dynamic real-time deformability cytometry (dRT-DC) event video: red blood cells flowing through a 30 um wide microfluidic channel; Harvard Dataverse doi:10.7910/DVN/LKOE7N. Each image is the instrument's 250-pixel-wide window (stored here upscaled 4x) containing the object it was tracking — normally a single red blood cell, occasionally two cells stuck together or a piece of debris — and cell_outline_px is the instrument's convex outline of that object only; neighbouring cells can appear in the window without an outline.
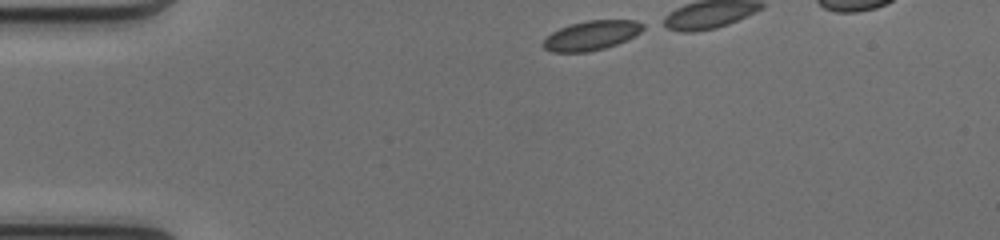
{"species": "common noctule bat (a hibernating species)", "species_latin": "Nyctalus noctula", "temperature_condition": "cold", "stored_images_in_passage": 12, "camera_frame_rate_fps": 3000, "um_per_image_px": 0.085, "animal": {"sex": "female", "body_mass_g": 17.0, "forearm_length_mm": 48.0}, "frame": {"image": 1, "passage_image": 1, "time_ms": 0.0, "image_size_px": [1000, 240], "cell_outline_px": [[644, 28], [640, 32], [616, 44], [604, 48], [588, 52], [552, 52], [544, 48], [540, 44], [552, 32], [560, 28], [572, 24], [588, 20], [636, 20], [644, 24]], "centroid_in_image_um": [50.24, 3.01], "position_along_channel_um": 34.8, "area_um2": 16.94}}